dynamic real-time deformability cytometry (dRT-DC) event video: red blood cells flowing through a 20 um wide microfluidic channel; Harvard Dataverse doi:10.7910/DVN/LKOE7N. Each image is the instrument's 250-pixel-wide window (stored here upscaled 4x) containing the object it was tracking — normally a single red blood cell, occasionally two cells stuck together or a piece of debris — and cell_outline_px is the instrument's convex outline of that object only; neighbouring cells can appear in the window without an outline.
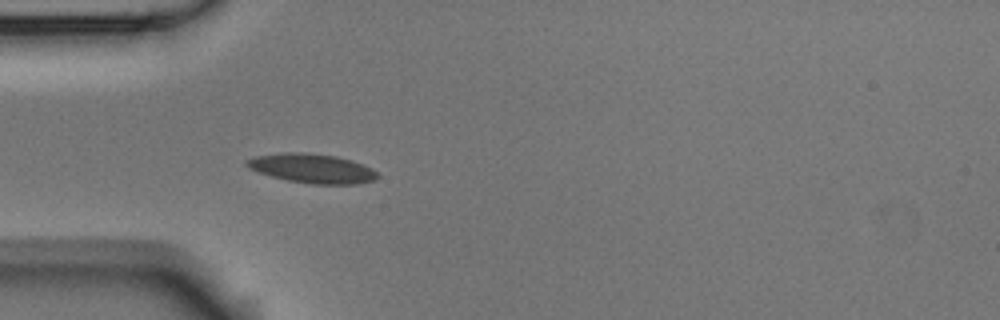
{"species": "Egyptian fruit bat (a non-hibernating species)", "species_latin": "Rousettus aegyptiacus", "temperature_condition": "room temperature", "stored_images_in_passage": 41, "camera_frame_rate_fps": 3000, "um_per_image_px": 0.085, "animal": {"sex": "male"}, "frame": {"image": 1, "passage_image": 1, "time_ms": 0.0, "image_size_px": [1000, 320], "cell_outline_px": [[380, 176], [376, 180], [356, 184], [312, 184], [288, 180], [272, 176], [248, 168], [244, 164], [244, 160], [256, 156], [284, 152], [300, 152], [336, 156], [352, 160], [372, 168]], "centroid_in_image_um": [26.54, 14.31], "position_along_channel_um": 58.5, "area_um2": 22.31}}
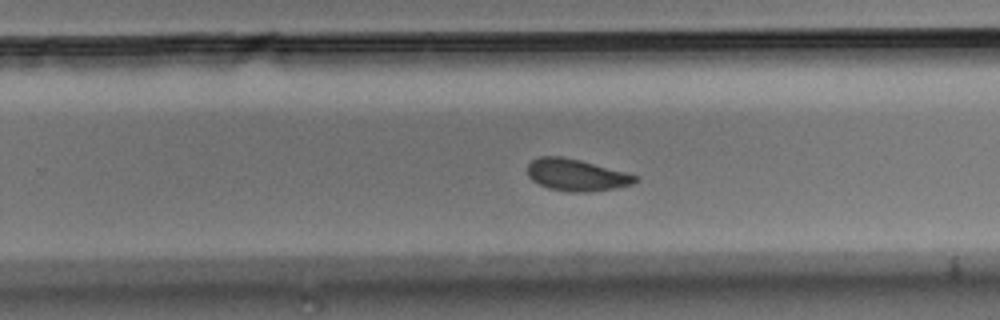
{"frame": {"image": 2, "passage_image": 20, "time_ms": 6.333, "image_size_px": [1000, 320], "cell_outline_px": [[640, 176], [632, 184], [616, 188], [584, 192], [568, 192], [548, 188], [532, 180], [528, 176], [528, 164], [532, 160], [540, 156], [560, 156], [580, 160]], "centroid_in_image_um": [48.98, 14.87], "position_along_channel_um": 280.8, "area_um2": 19.88}}
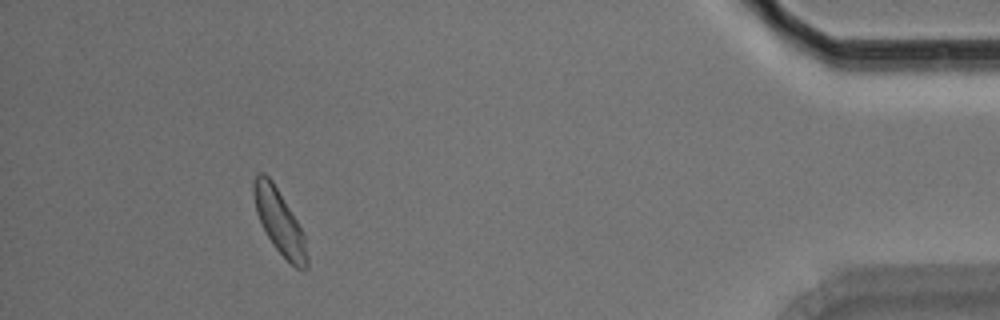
{"frame": {"image": 3, "passage_image": 36, "time_ms": 11.667, "image_size_px": [1000, 320], "cell_outline_px": [[308, 268], [296, 268], [272, 244], [260, 224], [256, 212], [252, 192], [252, 180], [256, 172], [264, 172], [272, 180], [296, 220], [304, 236], [308, 256]], "centroid_in_image_um": [23.7, 18.79], "position_along_channel_um": 411.5, "area_um2": 19.88}, "authors_computed_cell_mechanics": {"area_um2": 20.1722, "velocity_mm_per_s": 3.558, "shape_relaxation_time_tau1_ms": 3.4277, "shape_relaxation_time_tau2_ms": 2.2201, "deformation_change_tau1": 0.0882, "deformation_change_tau2": 0.0693}}